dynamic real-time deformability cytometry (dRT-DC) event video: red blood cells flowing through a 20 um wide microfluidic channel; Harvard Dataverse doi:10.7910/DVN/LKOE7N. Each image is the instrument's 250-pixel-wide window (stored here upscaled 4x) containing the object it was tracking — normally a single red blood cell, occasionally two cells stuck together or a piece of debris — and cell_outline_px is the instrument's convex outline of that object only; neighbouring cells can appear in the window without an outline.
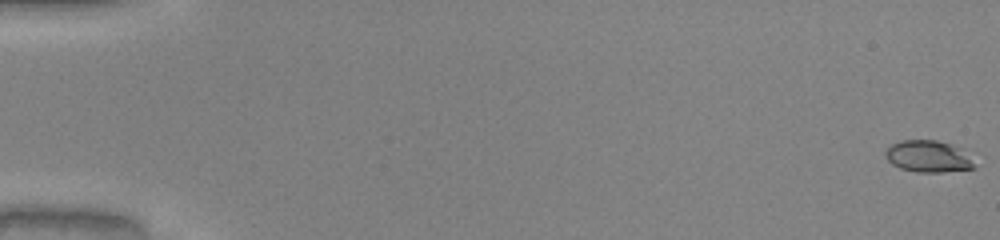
{"species": "common noctule bat (a hibernating species)", "species_latin": "Nyctalus noctula", "temperature_condition": "warm", "stored_images_in_passage": 52, "camera_frame_rate_fps": 3000, "um_per_image_px": 0.085, "animal": {"sex": "male", "body_mass_g": 20.0, "forearm_length_mm": 53.3}, "frame": {"image": 1, "passage_image": 1, "time_ms": 0.0, "image_size_px": [1000, 240], "cell_outline_px": [[976, 168], [940, 172], [916, 172], [900, 168], [892, 164], [884, 156], [884, 152], [892, 144], [900, 140], [936, 140], [952, 144], [960, 148]], "centroid_in_image_um": [78.83, 13.29], "position_along_channel_um": 6.2, "area_um2": 16.24}}
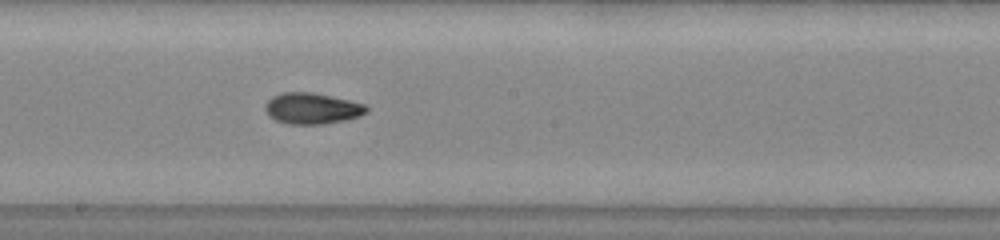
{"frame": {"image": 2, "passage_image": 30, "time_ms": 9.667, "image_size_px": [1000, 240], "cell_outline_px": [[368, 112], [360, 116], [344, 120], [324, 124], [288, 124], [276, 120], [264, 108], [264, 104], [272, 96], [280, 92], [312, 92], [332, 96], [364, 104], [368, 108]], "centroid_in_image_um": [26.52, 9.21], "position_along_channel_um": 221.7, "area_um2": 18.32}}
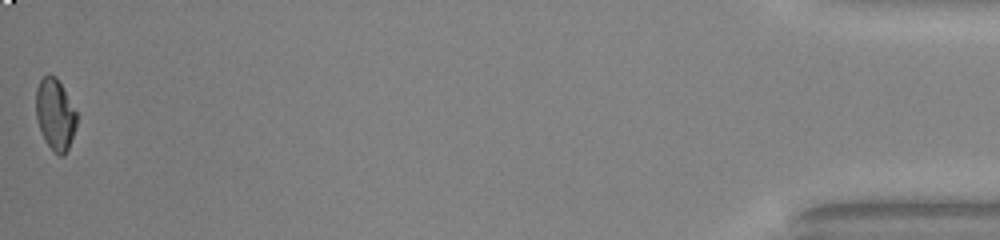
{"frame": {"image": 3, "passage_image": 52, "time_ms": 17.0, "image_size_px": [1000, 240], "cell_outline_px": [[76, 124], [68, 148], [64, 156], [60, 156], [52, 152], [44, 140], [40, 132], [36, 116], [36, 88], [40, 80], [48, 72], [56, 76], [76, 112]], "centroid_in_image_um": [4.65, 9.73], "position_along_channel_um": 430.5, "area_um2": 16.94}, "authors_computed_cell_mechanics": {"area_um2": 17.4556, "velocity_mm_per_s": 4.1007, "shape_relaxation_time_tau1_ms": 3.6618, "shape_relaxation_time_tau2_ms": 2.2369, "deformation_change_tau1": 0.1682, "deformation_change_tau2": 0.0702}}